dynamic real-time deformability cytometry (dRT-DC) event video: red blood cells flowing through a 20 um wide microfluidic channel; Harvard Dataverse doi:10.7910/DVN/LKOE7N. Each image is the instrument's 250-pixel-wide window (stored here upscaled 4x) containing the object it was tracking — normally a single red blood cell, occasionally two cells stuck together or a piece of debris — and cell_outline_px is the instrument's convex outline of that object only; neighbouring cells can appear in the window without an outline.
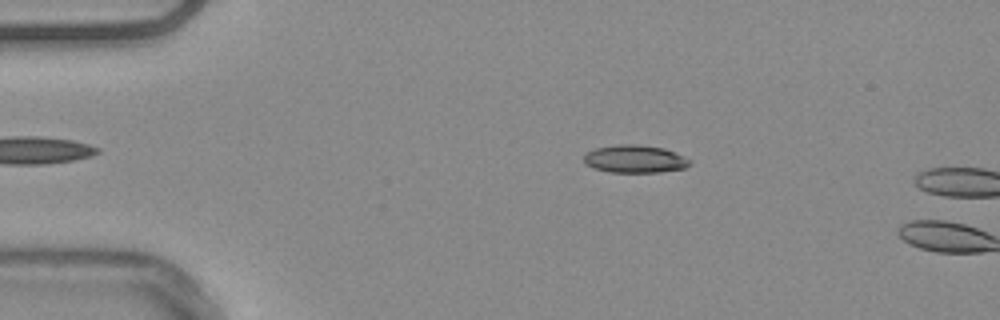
{"species": "common noctule bat (a hibernating species)", "species_latin": "Nyctalus noctula", "temperature_condition": "warm", "stored_images_in_passage": 7, "camera_frame_rate_fps": 3000, "um_per_image_px": 0.085, "animal": {"sex": "male", "body_mass_g": 20.4}, "frame": {"image": 1, "passage_image": 6, "time_ms": 1.667, "image_size_px": [1000, 320], "cell_outline_px": [[692, 164], [684, 168], [660, 172], [608, 172], [584, 164], [584, 156], [588, 152], [596, 148], [620, 144], [636, 144], [664, 148], [692, 160]], "centroid_in_image_um": [53.99, 13.51], "position_along_channel_um": 31.0, "area_um2": 17.05}}